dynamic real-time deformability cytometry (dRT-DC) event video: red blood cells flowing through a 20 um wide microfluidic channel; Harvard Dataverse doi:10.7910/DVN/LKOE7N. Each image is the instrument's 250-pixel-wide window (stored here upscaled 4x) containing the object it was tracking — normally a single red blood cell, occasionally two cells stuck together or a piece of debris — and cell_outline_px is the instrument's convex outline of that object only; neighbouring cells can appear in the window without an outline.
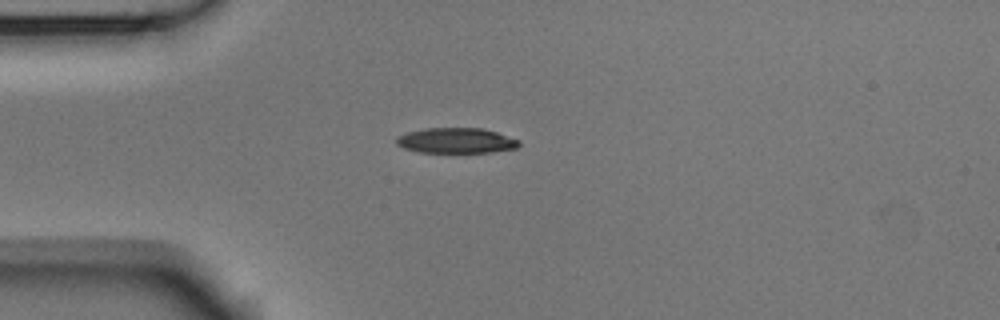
{"species": "Egyptian fruit bat (a non-hibernating species)", "species_latin": "Rousettus aegyptiacus", "temperature_condition": "room temperature", "stored_images_in_passage": 5, "camera_frame_rate_fps": 3000, "um_per_image_px": 0.085, "animal": {"sex": "male"}, "frame": {"image": 1, "passage_image": 3, "time_ms": 0.667, "image_size_px": [1000, 320], "cell_outline_px": [[520, 144], [516, 148], [492, 152], [420, 152], [404, 148], [396, 144], [396, 136], [404, 132], [424, 128], [484, 128], [520, 140]], "centroid_in_image_um": [38.74, 11.94], "position_along_channel_um": 46.3, "area_um2": 18.21}}
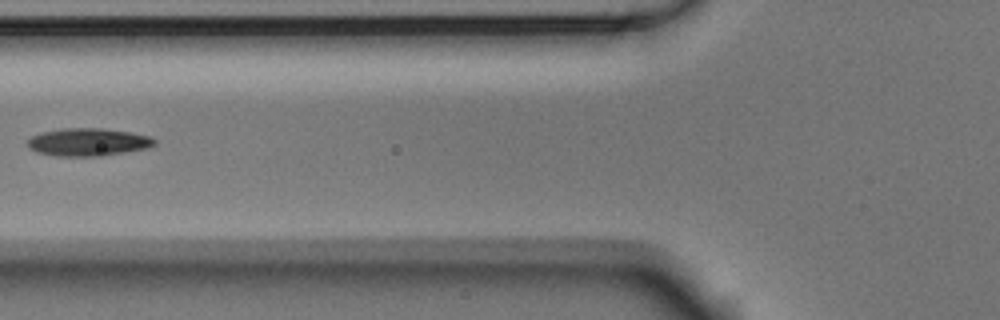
{"frame": {"image": 2, "passage_image": 5, "time_ms": 1.333, "image_size_px": [1000, 320], "cell_outline_px": [[156, 144], [148, 148], [100, 156], [56, 156], [36, 152], [28, 148], [28, 140], [32, 136], [44, 132], [64, 128], [100, 128], [128, 132], [148, 136], [156, 140]], "centroid_in_image_um": [7.47, 12.08], "position_along_channel_um": 118.3, "area_um2": 20.35}}